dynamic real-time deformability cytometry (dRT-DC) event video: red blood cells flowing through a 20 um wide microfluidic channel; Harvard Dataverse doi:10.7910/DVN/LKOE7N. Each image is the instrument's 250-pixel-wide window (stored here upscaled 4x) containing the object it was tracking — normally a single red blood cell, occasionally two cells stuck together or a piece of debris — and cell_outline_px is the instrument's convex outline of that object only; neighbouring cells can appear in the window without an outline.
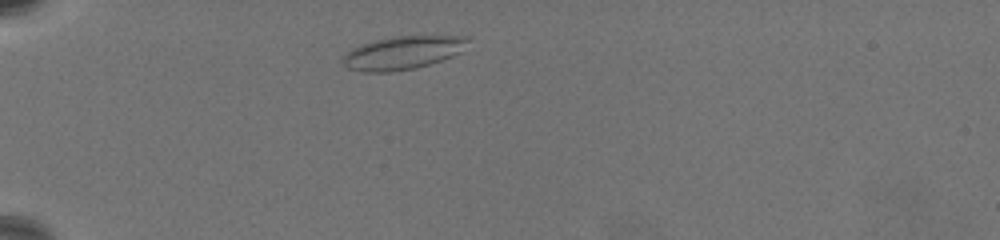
{"species": "common noctule bat (a hibernating species)", "species_latin": "Nyctalus noctula", "temperature_condition": "warm", "stored_images_in_passage": 46, "camera_frame_rate_fps": 3000, "um_per_image_px": 0.085, "animal": {"sex": "female", "body_mass_g": 19.5, "forearm_length_mm": 54.1}, "frame": {"image": 1, "passage_image": 6, "time_ms": 1.667, "image_size_px": [1000, 240], "cell_outline_px": [[468, 40], [460, 52], [452, 56], [416, 68], [392, 72], [360, 72], [348, 68], [340, 60], [352, 48], [360, 44], [392, 36], [468, 36]], "centroid_in_image_um": [34.18, 4.49], "position_along_channel_um": 50.8, "area_um2": 24.1}}
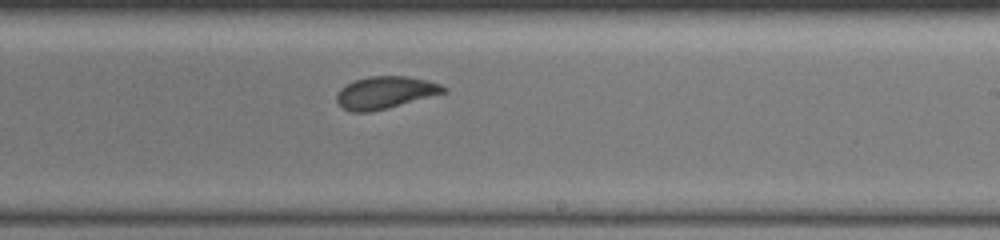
{"frame": {"image": 2, "passage_image": 28, "time_ms": 9.0, "image_size_px": [1000, 240], "cell_outline_px": [[448, 92], [368, 112], [352, 112], [344, 108], [336, 100], [336, 96], [340, 88], [356, 80], [372, 76], [404, 76], [428, 80], [440, 84], [448, 88]], "centroid_in_image_um": [32.77, 7.85], "position_along_channel_um": 256.2, "area_um2": 19.71}}
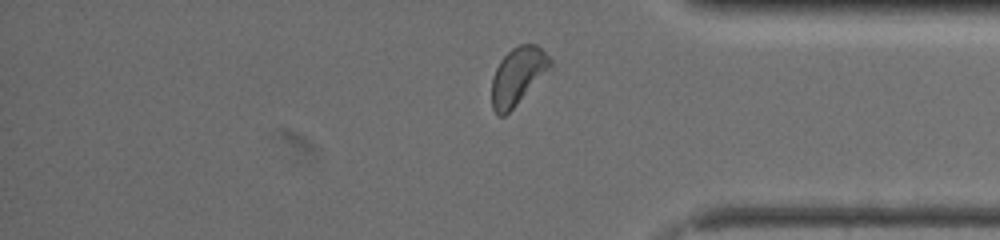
{"frame": {"image": 3, "passage_image": 41, "time_ms": 13.333, "image_size_px": [1000, 240], "cell_outline_px": [[552, 72], [504, 116], [500, 116], [492, 108], [492, 76], [500, 60], [512, 48], [520, 44], [536, 44], [552, 60]], "centroid_in_image_um": [44.07, 6.46], "position_along_channel_um": 391.1, "area_um2": 20.06}, "authors_computed_cell_mechanics": {"area_um2": 20.6635, "velocity_mm_per_s": 3.2809, "shape_relaxation_time_tau1_ms": 2.9928, "shape_relaxation_time_tau2_ms": 1.8072, "deformation_change_tau1": 0.0968, "deformation_change_tau2": 0.0608}}